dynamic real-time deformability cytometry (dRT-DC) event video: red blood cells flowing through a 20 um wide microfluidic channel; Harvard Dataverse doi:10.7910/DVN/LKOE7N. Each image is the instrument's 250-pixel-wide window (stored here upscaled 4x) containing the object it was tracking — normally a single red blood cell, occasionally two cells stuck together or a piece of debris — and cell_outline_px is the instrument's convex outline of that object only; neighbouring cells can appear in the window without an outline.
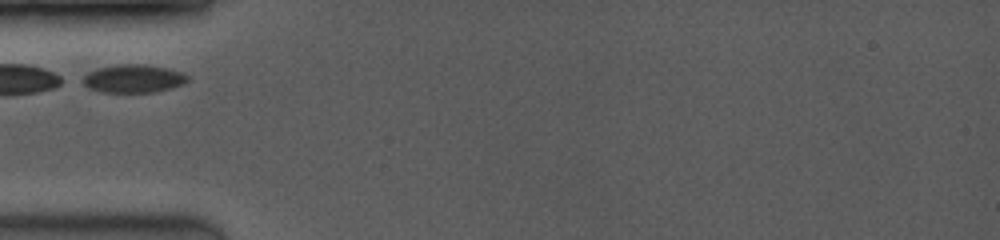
{"species": "common noctule bat (a hibernating species)", "species_latin": "Nyctalus noctula", "temperature_condition": "room temperature", "stored_images_in_passage": 20, "camera_frame_rate_fps": 3500, "um_per_image_px": 0.085, "animal": {"sex": "female", "body_mass_g": 19.0, "forearm_length_mm": 53.3}, "frame": {"image": 1, "passage_image": 1, "time_ms": 0.0, "image_size_px": [1000, 240], "cell_outline_px": [[188, 80], [184, 84], [152, 92], [104, 92], [88, 88], [76, 80], [88, 72], [96, 68], [120, 64], [144, 64], [184, 72], [188, 76]], "centroid_in_image_um": [11.25, 6.68], "position_along_channel_um": 73.7, "area_um2": 17.34}}